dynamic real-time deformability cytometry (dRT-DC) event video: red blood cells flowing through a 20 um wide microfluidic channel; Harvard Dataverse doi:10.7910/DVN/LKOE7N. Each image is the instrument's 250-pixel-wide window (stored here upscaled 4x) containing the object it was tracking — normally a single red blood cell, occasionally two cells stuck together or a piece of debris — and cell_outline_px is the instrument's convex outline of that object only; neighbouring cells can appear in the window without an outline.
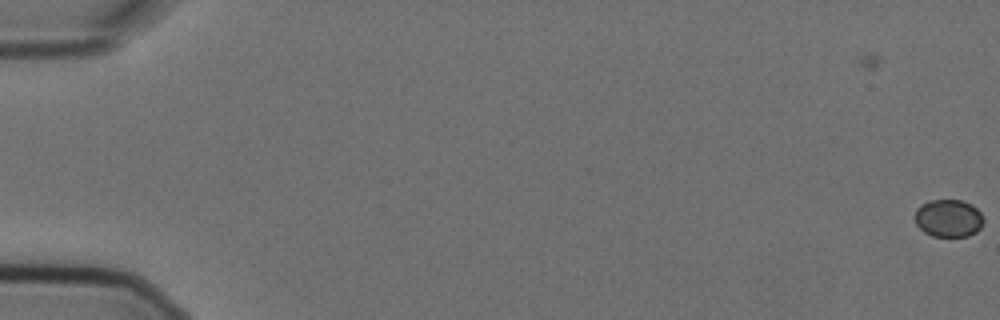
{"species": "Egyptian fruit bat (a non-hibernating species)", "species_latin": "Rousettus aegyptiacus", "temperature_condition": "cold", "stored_images_in_passage": 2, "camera_frame_rate_fps": 3000, "um_per_image_px": 0.085, "animal": {"sex": "female"}, "frame": {"image": 1, "passage_image": 2, "time_ms": 0.333, "image_size_px": [1000, 320], "cell_outline_px": [[984, 224], [976, 232], [968, 236], [932, 236], [924, 232], [916, 224], [916, 208], [920, 204], [928, 200], [960, 200], [972, 204], [980, 212], [984, 220]], "centroid_in_image_um": [80.63, 18.54], "position_along_channel_um": 4.4, "area_um2": 15.14}}